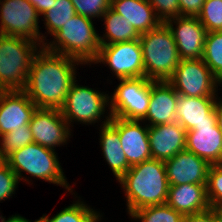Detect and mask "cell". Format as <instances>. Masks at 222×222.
<instances>
[{
	"mask_svg": "<svg viewBox=\"0 0 222 222\" xmlns=\"http://www.w3.org/2000/svg\"><path fill=\"white\" fill-rule=\"evenodd\" d=\"M206 190L210 207L222 209V164L210 165Z\"/></svg>",
	"mask_w": 222,
	"mask_h": 222,
	"instance_id": "4dcf8cb0",
	"label": "cell"
},
{
	"mask_svg": "<svg viewBox=\"0 0 222 222\" xmlns=\"http://www.w3.org/2000/svg\"><path fill=\"white\" fill-rule=\"evenodd\" d=\"M36 108L23 90L0 91V136L28 125Z\"/></svg>",
	"mask_w": 222,
	"mask_h": 222,
	"instance_id": "2e32d148",
	"label": "cell"
},
{
	"mask_svg": "<svg viewBox=\"0 0 222 222\" xmlns=\"http://www.w3.org/2000/svg\"><path fill=\"white\" fill-rule=\"evenodd\" d=\"M186 150L210 165L222 164V133L218 124L196 125L186 131Z\"/></svg>",
	"mask_w": 222,
	"mask_h": 222,
	"instance_id": "ac0fdd59",
	"label": "cell"
},
{
	"mask_svg": "<svg viewBox=\"0 0 222 222\" xmlns=\"http://www.w3.org/2000/svg\"><path fill=\"white\" fill-rule=\"evenodd\" d=\"M145 77L152 81H168L181 58L174 36L166 23L140 34Z\"/></svg>",
	"mask_w": 222,
	"mask_h": 222,
	"instance_id": "277c9868",
	"label": "cell"
},
{
	"mask_svg": "<svg viewBox=\"0 0 222 222\" xmlns=\"http://www.w3.org/2000/svg\"><path fill=\"white\" fill-rule=\"evenodd\" d=\"M0 219L1 222H31L20 215H12V217H9L7 220L1 215ZM34 222H37V220H35Z\"/></svg>",
	"mask_w": 222,
	"mask_h": 222,
	"instance_id": "f35d334b",
	"label": "cell"
},
{
	"mask_svg": "<svg viewBox=\"0 0 222 222\" xmlns=\"http://www.w3.org/2000/svg\"><path fill=\"white\" fill-rule=\"evenodd\" d=\"M110 9L125 17L139 34L149 32L162 23L148 0H111Z\"/></svg>",
	"mask_w": 222,
	"mask_h": 222,
	"instance_id": "7402d4cb",
	"label": "cell"
},
{
	"mask_svg": "<svg viewBox=\"0 0 222 222\" xmlns=\"http://www.w3.org/2000/svg\"><path fill=\"white\" fill-rule=\"evenodd\" d=\"M109 123L118 131L121 147L131 166L152 159L148 124L142 127L140 120H127L117 117H111Z\"/></svg>",
	"mask_w": 222,
	"mask_h": 222,
	"instance_id": "4fadbf2b",
	"label": "cell"
},
{
	"mask_svg": "<svg viewBox=\"0 0 222 222\" xmlns=\"http://www.w3.org/2000/svg\"><path fill=\"white\" fill-rule=\"evenodd\" d=\"M218 81H219V82H218L219 84H222V78H221V79H219Z\"/></svg>",
	"mask_w": 222,
	"mask_h": 222,
	"instance_id": "b9f144b4",
	"label": "cell"
},
{
	"mask_svg": "<svg viewBox=\"0 0 222 222\" xmlns=\"http://www.w3.org/2000/svg\"><path fill=\"white\" fill-rule=\"evenodd\" d=\"M76 14L71 0H55L52 8L42 15H44L43 17L48 32L53 36Z\"/></svg>",
	"mask_w": 222,
	"mask_h": 222,
	"instance_id": "4316f807",
	"label": "cell"
},
{
	"mask_svg": "<svg viewBox=\"0 0 222 222\" xmlns=\"http://www.w3.org/2000/svg\"><path fill=\"white\" fill-rule=\"evenodd\" d=\"M219 100L220 101H216V103H215V111H216V115H217V123H218L220 131L222 133V101H221V99H219Z\"/></svg>",
	"mask_w": 222,
	"mask_h": 222,
	"instance_id": "74e56055",
	"label": "cell"
},
{
	"mask_svg": "<svg viewBox=\"0 0 222 222\" xmlns=\"http://www.w3.org/2000/svg\"><path fill=\"white\" fill-rule=\"evenodd\" d=\"M76 81L70 87L60 111L68 124L73 120L84 124L96 123L104 114L106 106H109V96L87 86H80Z\"/></svg>",
	"mask_w": 222,
	"mask_h": 222,
	"instance_id": "30bf717a",
	"label": "cell"
},
{
	"mask_svg": "<svg viewBox=\"0 0 222 222\" xmlns=\"http://www.w3.org/2000/svg\"><path fill=\"white\" fill-rule=\"evenodd\" d=\"M182 222H214V209L210 208L204 212L186 215Z\"/></svg>",
	"mask_w": 222,
	"mask_h": 222,
	"instance_id": "d590c367",
	"label": "cell"
},
{
	"mask_svg": "<svg viewBox=\"0 0 222 222\" xmlns=\"http://www.w3.org/2000/svg\"><path fill=\"white\" fill-rule=\"evenodd\" d=\"M166 24L174 36L181 60L202 58L207 32L197 17L180 16L168 20Z\"/></svg>",
	"mask_w": 222,
	"mask_h": 222,
	"instance_id": "5bb4252c",
	"label": "cell"
},
{
	"mask_svg": "<svg viewBox=\"0 0 222 222\" xmlns=\"http://www.w3.org/2000/svg\"><path fill=\"white\" fill-rule=\"evenodd\" d=\"M130 216L142 222H182L184 217L167 203L137 209Z\"/></svg>",
	"mask_w": 222,
	"mask_h": 222,
	"instance_id": "83f0119b",
	"label": "cell"
},
{
	"mask_svg": "<svg viewBox=\"0 0 222 222\" xmlns=\"http://www.w3.org/2000/svg\"><path fill=\"white\" fill-rule=\"evenodd\" d=\"M39 50L32 60L23 91L37 108L61 110L76 79L75 66L80 62L44 47Z\"/></svg>",
	"mask_w": 222,
	"mask_h": 222,
	"instance_id": "6da1fadb",
	"label": "cell"
},
{
	"mask_svg": "<svg viewBox=\"0 0 222 222\" xmlns=\"http://www.w3.org/2000/svg\"><path fill=\"white\" fill-rule=\"evenodd\" d=\"M118 182L125 191L129 215L137 209L167 203L169 184L162 160L150 159L135 164Z\"/></svg>",
	"mask_w": 222,
	"mask_h": 222,
	"instance_id": "7a4b0ae2",
	"label": "cell"
},
{
	"mask_svg": "<svg viewBox=\"0 0 222 222\" xmlns=\"http://www.w3.org/2000/svg\"><path fill=\"white\" fill-rule=\"evenodd\" d=\"M0 155L5 160L14 151H17L33 141V135L29 124L14 129L9 133L0 136Z\"/></svg>",
	"mask_w": 222,
	"mask_h": 222,
	"instance_id": "f1b7e54d",
	"label": "cell"
},
{
	"mask_svg": "<svg viewBox=\"0 0 222 222\" xmlns=\"http://www.w3.org/2000/svg\"><path fill=\"white\" fill-rule=\"evenodd\" d=\"M152 159L166 161L186 149V130L176 121L149 126Z\"/></svg>",
	"mask_w": 222,
	"mask_h": 222,
	"instance_id": "e0dca14e",
	"label": "cell"
},
{
	"mask_svg": "<svg viewBox=\"0 0 222 222\" xmlns=\"http://www.w3.org/2000/svg\"><path fill=\"white\" fill-rule=\"evenodd\" d=\"M154 8L156 16L162 23L168 20L180 17V8L178 0H148Z\"/></svg>",
	"mask_w": 222,
	"mask_h": 222,
	"instance_id": "d6a6232c",
	"label": "cell"
},
{
	"mask_svg": "<svg viewBox=\"0 0 222 222\" xmlns=\"http://www.w3.org/2000/svg\"><path fill=\"white\" fill-rule=\"evenodd\" d=\"M111 115L106 116L100 129V145L103 156L109 164L116 180H119L131 167L121 147L118 131L109 123Z\"/></svg>",
	"mask_w": 222,
	"mask_h": 222,
	"instance_id": "603a6c76",
	"label": "cell"
},
{
	"mask_svg": "<svg viewBox=\"0 0 222 222\" xmlns=\"http://www.w3.org/2000/svg\"><path fill=\"white\" fill-rule=\"evenodd\" d=\"M202 59L213 75L222 78V31L207 32Z\"/></svg>",
	"mask_w": 222,
	"mask_h": 222,
	"instance_id": "484cf974",
	"label": "cell"
},
{
	"mask_svg": "<svg viewBox=\"0 0 222 222\" xmlns=\"http://www.w3.org/2000/svg\"><path fill=\"white\" fill-rule=\"evenodd\" d=\"M76 13L88 18H101L110 9L111 0H71Z\"/></svg>",
	"mask_w": 222,
	"mask_h": 222,
	"instance_id": "1f68e13d",
	"label": "cell"
},
{
	"mask_svg": "<svg viewBox=\"0 0 222 222\" xmlns=\"http://www.w3.org/2000/svg\"><path fill=\"white\" fill-rule=\"evenodd\" d=\"M99 215L100 213L98 214L82 201L79 202L78 200L52 218H49V215L43 214L37 222H98L101 219V215Z\"/></svg>",
	"mask_w": 222,
	"mask_h": 222,
	"instance_id": "d4e9b609",
	"label": "cell"
},
{
	"mask_svg": "<svg viewBox=\"0 0 222 222\" xmlns=\"http://www.w3.org/2000/svg\"><path fill=\"white\" fill-rule=\"evenodd\" d=\"M5 162V160L0 155V166Z\"/></svg>",
	"mask_w": 222,
	"mask_h": 222,
	"instance_id": "60d3db41",
	"label": "cell"
},
{
	"mask_svg": "<svg viewBox=\"0 0 222 222\" xmlns=\"http://www.w3.org/2000/svg\"><path fill=\"white\" fill-rule=\"evenodd\" d=\"M0 5L1 35L26 38L43 47L46 37L40 36V15L31 3L27 0H0Z\"/></svg>",
	"mask_w": 222,
	"mask_h": 222,
	"instance_id": "ba28073f",
	"label": "cell"
},
{
	"mask_svg": "<svg viewBox=\"0 0 222 222\" xmlns=\"http://www.w3.org/2000/svg\"><path fill=\"white\" fill-rule=\"evenodd\" d=\"M164 163L169 186L207 184L210 164L193 152L185 149Z\"/></svg>",
	"mask_w": 222,
	"mask_h": 222,
	"instance_id": "9a60e30c",
	"label": "cell"
},
{
	"mask_svg": "<svg viewBox=\"0 0 222 222\" xmlns=\"http://www.w3.org/2000/svg\"><path fill=\"white\" fill-rule=\"evenodd\" d=\"M197 18L206 32L222 31V0H205Z\"/></svg>",
	"mask_w": 222,
	"mask_h": 222,
	"instance_id": "f546056e",
	"label": "cell"
},
{
	"mask_svg": "<svg viewBox=\"0 0 222 222\" xmlns=\"http://www.w3.org/2000/svg\"><path fill=\"white\" fill-rule=\"evenodd\" d=\"M102 17L105 20L106 33L103 34L104 38L99 36L101 45H110L139 39L140 34L125 17H122L111 9H108Z\"/></svg>",
	"mask_w": 222,
	"mask_h": 222,
	"instance_id": "cb8c5ba5",
	"label": "cell"
},
{
	"mask_svg": "<svg viewBox=\"0 0 222 222\" xmlns=\"http://www.w3.org/2000/svg\"><path fill=\"white\" fill-rule=\"evenodd\" d=\"M167 204L183 216L210 209L206 184H181L169 186Z\"/></svg>",
	"mask_w": 222,
	"mask_h": 222,
	"instance_id": "44dd1931",
	"label": "cell"
},
{
	"mask_svg": "<svg viewBox=\"0 0 222 222\" xmlns=\"http://www.w3.org/2000/svg\"><path fill=\"white\" fill-rule=\"evenodd\" d=\"M107 64L118 80L145 77L143 53L139 39L101 45L96 63Z\"/></svg>",
	"mask_w": 222,
	"mask_h": 222,
	"instance_id": "8fae6325",
	"label": "cell"
},
{
	"mask_svg": "<svg viewBox=\"0 0 222 222\" xmlns=\"http://www.w3.org/2000/svg\"><path fill=\"white\" fill-rule=\"evenodd\" d=\"M180 16L197 17L205 0H178Z\"/></svg>",
	"mask_w": 222,
	"mask_h": 222,
	"instance_id": "e575fe53",
	"label": "cell"
},
{
	"mask_svg": "<svg viewBox=\"0 0 222 222\" xmlns=\"http://www.w3.org/2000/svg\"><path fill=\"white\" fill-rule=\"evenodd\" d=\"M178 93L168 81H152L150 100L146 116L141 121L148 126L176 122V102Z\"/></svg>",
	"mask_w": 222,
	"mask_h": 222,
	"instance_id": "ffe728a7",
	"label": "cell"
},
{
	"mask_svg": "<svg viewBox=\"0 0 222 222\" xmlns=\"http://www.w3.org/2000/svg\"><path fill=\"white\" fill-rule=\"evenodd\" d=\"M168 82L178 94L190 97H216L219 84L202 58L180 60Z\"/></svg>",
	"mask_w": 222,
	"mask_h": 222,
	"instance_id": "9c48e42d",
	"label": "cell"
},
{
	"mask_svg": "<svg viewBox=\"0 0 222 222\" xmlns=\"http://www.w3.org/2000/svg\"><path fill=\"white\" fill-rule=\"evenodd\" d=\"M39 43L0 34V91L24 90Z\"/></svg>",
	"mask_w": 222,
	"mask_h": 222,
	"instance_id": "5b68a950",
	"label": "cell"
},
{
	"mask_svg": "<svg viewBox=\"0 0 222 222\" xmlns=\"http://www.w3.org/2000/svg\"><path fill=\"white\" fill-rule=\"evenodd\" d=\"M69 126L60 110L48 108H36L29 122L33 141L52 150L68 141Z\"/></svg>",
	"mask_w": 222,
	"mask_h": 222,
	"instance_id": "7c38bea8",
	"label": "cell"
},
{
	"mask_svg": "<svg viewBox=\"0 0 222 222\" xmlns=\"http://www.w3.org/2000/svg\"><path fill=\"white\" fill-rule=\"evenodd\" d=\"M214 222H222V209H214Z\"/></svg>",
	"mask_w": 222,
	"mask_h": 222,
	"instance_id": "ab89813d",
	"label": "cell"
},
{
	"mask_svg": "<svg viewBox=\"0 0 222 222\" xmlns=\"http://www.w3.org/2000/svg\"><path fill=\"white\" fill-rule=\"evenodd\" d=\"M53 37V42L43 45L48 51L66 55L80 64L97 60L101 43L91 18L76 14Z\"/></svg>",
	"mask_w": 222,
	"mask_h": 222,
	"instance_id": "3957f363",
	"label": "cell"
},
{
	"mask_svg": "<svg viewBox=\"0 0 222 222\" xmlns=\"http://www.w3.org/2000/svg\"><path fill=\"white\" fill-rule=\"evenodd\" d=\"M55 153L52 149L32 142L14 151L5 159V162L16 174L19 181H29L22 177L21 172L23 171L38 179L65 187L72 192Z\"/></svg>",
	"mask_w": 222,
	"mask_h": 222,
	"instance_id": "8992f818",
	"label": "cell"
},
{
	"mask_svg": "<svg viewBox=\"0 0 222 222\" xmlns=\"http://www.w3.org/2000/svg\"><path fill=\"white\" fill-rule=\"evenodd\" d=\"M119 81L120 84L109 96L111 117L141 121L148 111L151 80L137 77Z\"/></svg>",
	"mask_w": 222,
	"mask_h": 222,
	"instance_id": "52a82bcc",
	"label": "cell"
},
{
	"mask_svg": "<svg viewBox=\"0 0 222 222\" xmlns=\"http://www.w3.org/2000/svg\"><path fill=\"white\" fill-rule=\"evenodd\" d=\"M29 3H31L39 13V15H42L46 11H48L50 8H52V4L55 3V0H27Z\"/></svg>",
	"mask_w": 222,
	"mask_h": 222,
	"instance_id": "8d00e7d4",
	"label": "cell"
},
{
	"mask_svg": "<svg viewBox=\"0 0 222 222\" xmlns=\"http://www.w3.org/2000/svg\"><path fill=\"white\" fill-rule=\"evenodd\" d=\"M217 97H190L178 94L176 121L186 130L196 125L218 124L215 111Z\"/></svg>",
	"mask_w": 222,
	"mask_h": 222,
	"instance_id": "d6986e66",
	"label": "cell"
},
{
	"mask_svg": "<svg viewBox=\"0 0 222 222\" xmlns=\"http://www.w3.org/2000/svg\"><path fill=\"white\" fill-rule=\"evenodd\" d=\"M19 179L9 165L4 162L0 166V201H4L14 194Z\"/></svg>",
	"mask_w": 222,
	"mask_h": 222,
	"instance_id": "836d02e7",
	"label": "cell"
}]
</instances>
